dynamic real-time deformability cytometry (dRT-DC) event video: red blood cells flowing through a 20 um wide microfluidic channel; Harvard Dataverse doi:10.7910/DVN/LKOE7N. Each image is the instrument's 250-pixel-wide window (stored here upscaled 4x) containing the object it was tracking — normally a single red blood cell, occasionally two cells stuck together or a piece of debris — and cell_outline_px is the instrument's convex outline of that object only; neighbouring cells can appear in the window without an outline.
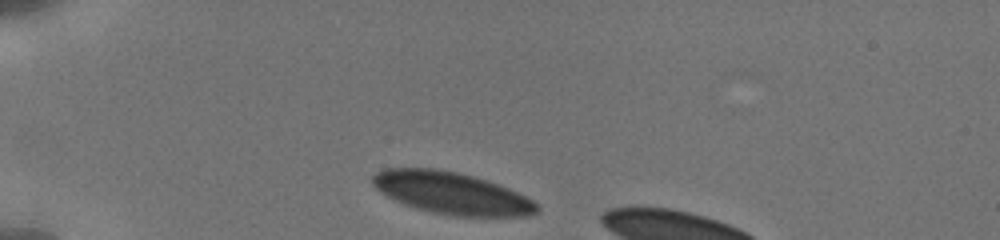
{"species": "human", "species_latin": "Homo sapiens", "temperature_condition": "cold", "stored_images_in_passage": 4, "segment_of_instrument_passage": [1, 2], "camera_frame_rate_fps": 3000, "um_per_image_px": 0.085, "donor": {"sex": "male"}, "frame": {"image": 1, "passage_image": 1, "time_ms": 0.0, "image_size_px": [1000, 240], "cell_outline_px": [[540, 212], [528, 216], [452, 216], [432, 212], [416, 208], [404, 204], [380, 192], [372, 184], [372, 176], [376, 172], [384, 168], [432, 168], [456, 172], [472, 176], [508, 188], [532, 200], [540, 208]], "centroid_in_image_um": [38.37, 16.42], "position_along_channel_um": 46.6, "area_um2": 39.94}}
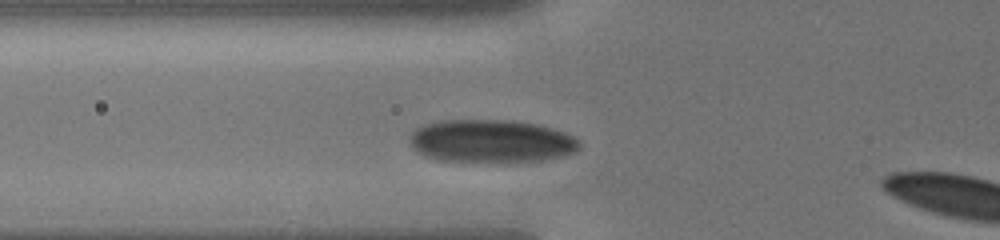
{"frame": {"image": 2, "passage_image": 3, "time_ms": 2.0, "image_size_px": [1000, 240], "cell_outline_px": [[580, 148], [576, 152], [544, 160], [500, 164], [436, 160], [424, 156], [416, 152], [412, 148], [408, 136], [416, 128], [424, 124], [440, 120], [512, 120], [536, 124], [552, 128], [564, 132], [580, 140]], "centroid_in_image_um": [41.72, 12.03], "position_along_channel_um": 84.1, "area_um2": 43.7}}